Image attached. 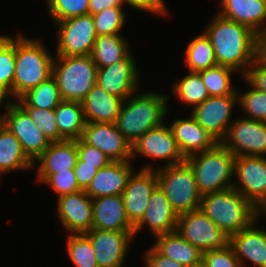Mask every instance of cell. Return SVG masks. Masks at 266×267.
Returning <instances> with one entry per match:
<instances>
[{
    "label": "cell",
    "mask_w": 266,
    "mask_h": 267,
    "mask_svg": "<svg viewBox=\"0 0 266 267\" xmlns=\"http://www.w3.org/2000/svg\"><path fill=\"white\" fill-rule=\"evenodd\" d=\"M56 27L55 56L91 55L97 38L91 14L54 22Z\"/></svg>",
    "instance_id": "obj_8"
},
{
    "label": "cell",
    "mask_w": 266,
    "mask_h": 267,
    "mask_svg": "<svg viewBox=\"0 0 266 267\" xmlns=\"http://www.w3.org/2000/svg\"><path fill=\"white\" fill-rule=\"evenodd\" d=\"M132 161H112L107 166L99 169L93 180L85 190L91 198H100L111 195H122L128 178L135 171Z\"/></svg>",
    "instance_id": "obj_24"
},
{
    "label": "cell",
    "mask_w": 266,
    "mask_h": 267,
    "mask_svg": "<svg viewBox=\"0 0 266 267\" xmlns=\"http://www.w3.org/2000/svg\"><path fill=\"white\" fill-rule=\"evenodd\" d=\"M256 208V221L259 222L263 217V214L266 216V196L259 202Z\"/></svg>",
    "instance_id": "obj_52"
},
{
    "label": "cell",
    "mask_w": 266,
    "mask_h": 267,
    "mask_svg": "<svg viewBox=\"0 0 266 267\" xmlns=\"http://www.w3.org/2000/svg\"><path fill=\"white\" fill-rule=\"evenodd\" d=\"M124 35L97 36L91 57L97 68H103L126 58L132 51Z\"/></svg>",
    "instance_id": "obj_31"
},
{
    "label": "cell",
    "mask_w": 266,
    "mask_h": 267,
    "mask_svg": "<svg viewBox=\"0 0 266 267\" xmlns=\"http://www.w3.org/2000/svg\"><path fill=\"white\" fill-rule=\"evenodd\" d=\"M217 13L231 21L248 26L258 36L266 29L265 0H219Z\"/></svg>",
    "instance_id": "obj_25"
},
{
    "label": "cell",
    "mask_w": 266,
    "mask_h": 267,
    "mask_svg": "<svg viewBox=\"0 0 266 267\" xmlns=\"http://www.w3.org/2000/svg\"><path fill=\"white\" fill-rule=\"evenodd\" d=\"M242 78L252 87L266 93V60L258 54Z\"/></svg>",
    "instance_id": "obj_45"
},
{
    "label": "cell",
    "mask_w": 266,
    "mask_h": 267,
    "mask_svg": "<svg viewBox=\"0 0 266 267\" xmlns=\"http://www.w3.org/2000/svg\"><path fill=\"white\" fill-rule=\"evenodd\" d=\"M97 71L90 55L55 56L52 76L62 100L81 102L96 84Z\"/></svg>",
    "instance_id": "obj_7"
},
{
    "label": "cell",
    "mask_w": 266,
    "mask_h": 267,
    "mask_svg": "<svg viewBox=\"0 0 266 267\" xmlns=\"http://www.w3.org/2000/svg\"><path fill=\"white\" fill-rule=\"evenodd\" d=\"M233 188L255 207L266 196V157L235 156Z\"/></svg>",
    "instance_id": "obj_14"
},
{
    "label": "cell",
    "mask_w": 266,
    "mask_h": 267,
    "mask_svg": "<svg viewBox=\"0 0 266 267\" xmlns=\"http://www.w3.org/2000/svg\"><path fill=\"white\" fill-rule=\"evenodd\" d=\"M125 7H110L92 15L97 36L121 35L126 23ZM121 32V33H120Z\"/></svg>",
    "instance_id": "obj_38"
},
{
    "label": "cell",
    "mask_w": 266,
    "mask_h": 267,
    "mask_svg": "<svg viewBox=\"0 0 266 267\" xmlns=\"http://www.w3.org/2000/svg\"><path fill=\"white\" fill-rule=\"evenodd\" d=\"M75 141L78 158L83 161L84 164L97 165V169L99 170L112 162L103 152L85 143L81 138Z\"/></svg>",
    "instance_id": "obj_44"
},
{
    "label": "cell",
    "mask_w": 266,
    "mask_h": 267,
    "mask_svg": "<svg viewBox=\"0 0 266 267\" xmlns=\"http://www.w3.org/2000/svg\"><path fill=\"white\" fill-rule=\"evenodd\" d=\"M77 159L75 140L50 143L49 147L34 162V168L38 166L36 182L43 183L51 174L74 169Z\"/></svg>",
    "instance_id": "obj_23"
},
{
    "label": "cell",
    "mask_w": 266,
    "mask_h": 267,
    "mask_svg": "<svg viewBox=\"0 0 266 267\" xmlns=\"http://www.w3.org/2000/svg\"><path fill=\"white\" fill-rule=\"evenodd\" d=\"M31 168L34 162L26 155L20 141L0 122V176Z\"/></svg>",
    "instance_id": "obj_29"
},
{
    "label": "cell",
    "mask_w": 266,
    "mask_h": 267,
    "mask_svg": "<svg viewBox=\"0 0 266 267\" xmlns=\"http://www.w3.org/2000/svg\"><path fill=\"white\" fill-rule=\"evenodd\" d=\"M258 225L255 220L247 228L230 236L229 245L242 267H266V230Z\"/></svg>",
    "instance_id": "obj_21"
},
{
    "label": "cell",
    "mask_w": 266,
    "mask_h": 267,
    "mask_svg": "<svg viewBox=\"0 0 266 267\" xmlns=\"http://www.w3.org/2000/svg\"><path fill=\"white\" fill-rule=\"evenodd\" d=\"M153 247L164 257L190 267L203 259V253L183 239L177 231L155 237Z\"/></svg>",
    "instance_id": "obj_28"
},
{
    "label": "cell",
    "mask_w": 266,
    "mask_h": 267,
    "mask_svg": "<svg viewBox=\"0 0 266 267\" xmlns=\"http://www.w3.org/2000/svg\"><path fill=\"white\" fill-rule=\"evenodd\" d=\"M16 102L21 107L55 109L62 102V98L56 80L51 76L37 87L25 92Z\"/></svg>",
    "instance_id": "obj_33"
},
{
    "label": "cell",
    "mask_w": 266,
    "mask_h": 267,
    "mask_svg": "<svg viewBox=\"0 0 266 267\" xmlns=\"http://www.w3.org/2000/svg\"><path fill=\"white\" fill-rule=\"evenodd\" d=\"M54 112L59 134L65 140L81 138L86 125L81 102L62 100Z\"/></svg>",
    "instance_id": "obj_30"
},
{
    "label": "cell",
    "mask_w": 266,
    "mask_h": 267,
    "mask_svg": "<svg viewBox=\"0 0 266 267\" xmlns=\"http://www.w3.org/2000/svg\"><path fill=\"white\" fill-rule=\"evenodd\" d=\"M15 75V36L0 35V86L7 88L13 98Z\"/></svg>",
    "instance_id": "obj_39"
},
{
    "label": "cell",
    "mask_w": 266,
    "mask_h": 267,
    "mask_svg": "<svg viewBox=\"0 0 266 267\" xmlns=\"http://www.w3.org/2000/svg\"><path fill=\"white\" fill-rule=\"evenodd\" d=\"M40 40L42 39L28 38L19 33L15 36V100L52 76L54 55Z\"/></svg>",
    "instance_id": "obj_3"
},
{
    "label": "cell",
    "mask_w": 266,
    "mask_h": 267,
    "mask_svg": "<svg viewBox=\"0 0 266 267\" xmlns=\"http://www.w3.org/2000/svg\"><path fill=\"white\" fill-rule=\"evenodd\" d=\"M203 261L208 267H242L230 245L203 253Z\"/></svg>",
    "instance_id": "obj_43"
},
{
    "label": "cell",
    "mask_w": 266,
    "mask_h": 267,
    "mask_svg": "<svg viewBox=\"0 0 266 267\" xmlns=\"http://www.w3.org/2000/svg\"><path fill=\"white\" fill-rule=\"evenodd\" d=\"M128 178L122 193L125 212L130 223L135 226L144 216L149 207L152 192L158 186L155 169H139Z\"/></svg>",
    "instance_id": "obj_18"
},
{
    "label": "cell",
    "mask_w": 266,
    "mask_h": 267,
    "mask_svg": "<svg viewBox=\"0 0 266 267\" xmlns=\"http://www.w3.org/2000/svg\"><path fill=\"white\" fill-rule=\"evenodd\" d=\"M57 217L69 234H85L93 229L92 199L84 190L57 198Z\"/></svg>",
    "instance_id": "obj_19"
},
{
    "label": "cell",
    "mask_w": 266,
    "mask_h": 267,
    "mask_svg": "<svg viewBox=\"0 0 266 267\" xmlns=\"http://www.w3.org/2000/svg\"><path fill=\"white\" fill-rule=\"evenodd\" d=\"M238 105L237 91L225 96H210L191 109V116L220 143L234 121L232 112ZM232 118V119H231Z\"/></svg>",
    "instance_id": "obj_12"
},
{
    "label": "cell",
    "mask_w": 266,
    "mask_h": 267,
    "mask_svg": "<svg viewBox=\"0 0 266 267\" xmlns=\"http://www.w3.org/2000/svg\"><path fill=\"white\" fill-rule=\"evenodd\" d=\"M184 54L188 72H200L217 65L213 46L204 32L188 43Z\"/></svg>",
    "instance_id": "obj_32"
},
{
    "label": "cell",
    "mask_w": 266,
    "mask_h": 267,
    "mask_svg": "<svg viewBox=\"0 0 266 267\" xmlns=\"http://www.w3.org/2000/svg\"><path fill=\"white\" fill-rule=\"evenodd\" d=\"M0 122L20 141L24 152L33 162L50 145L43 132L36 127L29 114L17 102L0 115Z\"/></svg>",
    "instance_id": "obj_13"
},
{
    "label": "cell",
    "mask_w": 266,
    "mask_h": 267,
    "mask_svg": "<svg viewBox=\"0 0 266 267\" xmlns=\"http://www.w3.org/2000/svg\"><path fill=\"white\" fill-rule=\"evenodd\" d=\"M149 207L145 210L142 219L134 226V236L138 235L142 228L148 227L154 238L176 231L179 215L173 209L165 193L157 186L152 192Z\"/></svg>",
    "instance_id": "obj_20"
},
{
    "label": "cell",
    "mask_w": 266,
    "mask_h": 267,
    "mask_svg": "<svg viewBox=\"0 0 266 267\" xmlns=\"http://www.w3.org/2000/svg\"><path fill=\"white\" fill-rule=\"evenodd\" d=\"M43 184L48 185L57 197L80 191L74 169L51 174Z\"/></svg>",
    "instance_id": "obj_42"
},
{
    "label": "cell",
    "mask_w": 266,
    "mask_h": 267,
    "mask_svg": "<svg viewBox=\"0 0 266 267\" xmlns=\"http://www.w3.org/2000/svg\"><path fill=\"white\" fill-rule=\"evenodd\" d=\"M31 117L36 127L43 132L50 143L61 142L65 139L59 134L55 120L54 109H42L36 107H22Z\"/></svg>",
    "instance_id": "obj_41"
},
{
    "label": "cell",
    "mask_w": 266,
    "mask_h": 267,
    "mask_svg": "<svg viewBox=\"0 0 266 267\" xmlns=\"http://www.w3.org/2000/svg\"><path fill=\"white\" fill-rule=\"evenodd\" d=\"M81 139L103 152L111 161H131L132 144L115 123H86Z\"/></svg>",
    "instance_id": "obj_17"
},
{
    "label": "cell",
    "mask_w": 266,
    "mask_h": 267,
    "mask_svg": "<svg viewBox=\"0 0 266 267\" xmlns=\"http://www.w3.org/2000/svg\"><path fill=\"white\" fill-rule=\"evenodd\" d=\"M84 235L91 241L98 267H124L134 232L92 229Z\"/></svg>",
    "instance_id": "obj_15"
},
{
    "label": "cell",
    "mask_w": 266,
    "mask_h": 267,
    "mask_svg": "<svg viewBox=\"0 0 266 267\" xmlns=\"http://www.w3.org/2000/svg\"><path fill=\"white\" fill-rule=\"evenodd\" d=\"M170 97L158 91L135 92L123 101L116 127L133 144L147 131L166 122Z\"/></svg>",
    "instance_id": "obj_2"
},
{
    "label": "cell",
    "mask_w": 266,
    "mask_h": 267,
    "mask_svg": "<svg viewBox=\"0 0 266 267\" xmlns=\"http://www.w3.org/2000/svg\"><path fill=\"white\" fill-rule=\"evenodd\" d=\"M185 162L191 167L202 195L233 187L235 155L221 143L186 158Z\"/></svg>",
    "instance_id": "obj_5"
},
{
    "label": "cell",
    "mask_w": 266,
    "mask_h": 267,
    "mask_svg": "<svg viewBox=\"0 0 266 267\" xmlns=\"http://www.w3.org/2000/svg\"><path fill=\"white\" fill-rule=\"evenodd\" d=\"M250 89L241 93L237 89L238 105L243 111V116L248 119L266 122V93L252 87L245 79Z\"/></svg>",
    "instance_id": "obj_37"
},
{
    "label": "cell",
    "mask_w": 266,
    "mask_h": 267,
    "mask_svg": "<svg viewBox=\"0 0 266 267\" xmlns=\"http://www.w3.org/2000/svg\"><path fill=\"white\" fill-rule=\"evenodd\" d=\"M179 150L186 159L194 154L214 148L219 142L192 116L177 118L170 124Z\"/></svg>",
    "instance_id": "obj_22"
},
{
    "label": "cell",
    "mask_w": 266,
    "mask_h": 267,
    "mask_svg": "<svg viewBox=\"0 0 266 267\" xmlns=\"http://www.w3.org/2000/svg\"><path fill=\"white\" fill-rule=\"evenodd\" d=\"M142 254L146 267H185L170 258L164 257L153 246Z\"/></svg>",
    "instance_id": "obj_48"
},
{
    "label": "cell",
    "mask_w": 266,
    "mask_h": 267,
    "mask_svg": "<svg viewBox=\"0 0 266 267\" xmlns=\"http://www.w3.org/2000/svg\"><path fill=\"white\" fill-rule=\"evenodd\" d=\"M126 6L132 7L152 14H159L165 16L169 13L167 5L164 0H124Z\"/></svg>",
    "instance_id": "obj_46"
},
{
    "label": "cell",
    "mask_w": 266,
    "mask_h": 267,
    "mask_svg": "<svg viewBox=\"0 0 266 267\" xmlns=\"http://www.w3.org/2000/svg\"><path fill=\"white\" fill-rule=\"evenodd\" d=\"M10 99H12L11 92L7 88L0 86V108L1 106L5 107V112L16 102V100Z\"/></svg>",
    "instance_id": "obj_50"
},
{
    "label": "cell",
    "mask_w": 266,
    "mask_h": 267,
    "mask_svg": "<svg viewBox=\"0 0 266 267\" xmlns=\"http://www.w3.org/2000/svg\"><path fill=\"white\" fill-rule=\"evenodd\" d=\"M153 165L148 163L141 169H155L158 186L178 215L200 209L202 194L198 190L194 173L186 162L156 168Z\"/></svg>",
    "instance_id": "obj_6"
},
{
    "label": "cell",
    "mask_w": 266,
    "mask_h": 267,
    "mask_svg": "<svg viewBox=\"0 0 266 267\" xmlns=\"http://www.w3.org/2000/svg\"><path fill=\"white\" fill-rule=\"evenodd\" d=\"M200 210L229 237L256 220L255 206L233 187L202 195Z\"/></svg>",
    "instance_id": "obj_4"
},
{
    "label": "cell",
    "mask_w": 266,
    "mask_h": 267,
    "mask_svg": "<svg viewBox=\"0 0 266 267\" xmlns=\"http://www.w3.org/2000/svg\"><path fill=\"white\" fill-rule=\"evenodd\" d=\"M171 88L173 90L171 94L176 96L175 99L192 106V109L210 97L198 72H188L180 80L174 81Z\"/></svg>",
    "instance_id": "obj_34"
},
{
    "label": "cell",
    "mask_w": 266,
    "mask_h": 267,
    "mask_svg": "<svg viewBox=\"0 0 266 267\" xmlns=\"http://www.w3.org/2000/svg\"><path fill=\"white\" fill-rule=\"evenodd\" d=\"M163 160L162 166L177 165L185 162L173 132L168 124L163 122L158 127L152 128L132 144V160L138 156Z\"/></svg>",
    "instance_id": "obj_11"
},
{
    "label": "cell",
    "mask_w": 266,
    "mask_h": 267,
    "mask_svg": "<svg viewBox=\"0 0 266 267\" xmlns=\"http://www.w3.org/2000/svg\"><path fill=\"white\" fill-rule=\"evenodd\" d=\"M212 18L204 33L211 41L217 65L230 67L243 76L258 55L259 36L248 26L218 13Z\"/></svg>",
    "instance_id": "obj_1"
},
{
    "label": "cell",
    "mask_w": 266,
    "mask_h": 267,
    "mask_svg": "<svg viewBox=\"0 0 266 267\" xmlns=\"http://www.w3.org/2000/svg\"><path fill=\"white\" fill-rule=\"evenodd\" d=\"M66 251L75 267H98L91 241L84 234L67 235Z\"/></svg>",
    "instance_id": "obj_36"
},
{
    "label": "cell",
    "mask_w": 266,
    "mask_h": 267,
    "mask_svg": "<svg viewBox=\"0 0 266 267\" xmlns=\"http://www.w3.org/2000/svg\"><path fill=\"white\" fill-rule=\"evenodd\" d=\"M74 171L79 188L85 191L97 174L98 169L97 165L84 164V162L78 158Z\"/></svg>",
    "instance_id": "obj_47"
},
{
    "label": "cell",
    "mask_w": 266,
    "mask_h": 267,
    "mask_svg": "<svg viewBox=\"0 0 266 267\" xmlns=\"http://www.w3.org/2000/svg\"><path fill=\"white\" fill-rule=\"evenodd\" d=\"M190 267H208V266L206 265V263L202 259L200 262L193 264Z\"/></svg>",
    "instance_id": "obj_53"
},
{
    "label": "cell",
    "mask_w": 266,
    "mask_h": 267,
    "mask_svg": "<svg viewBox=\"0 0 266 267\" xmlns=\"http://www.w3.org/2000/svg\"><path fill=\"white\" fill-rule=\"evenodd\" d=\"M124 0H90L89 14L95 15L106 8L110 7H124Z\"/></svg>",
    "instance_id": "obj_49"
},
{
    "label": "cell",
    "mask_w": 266,
    "mask_h": 267,
    "mask_svg": "<svg viewBox=\"0 0 266 267\" xmlns=\"http://www.w3.org/2000/svg\"><path fill=\"white\" fill-rule=\"evenodd\" d=\"M93 229L134 232L127 218L122 195H111L92 199Z\"/></svg>",
    "instance_id": "obj_26"
},
{
    "label": "cell",
    "mask_w": 266,
    "mask_h": 267,
    "mask_svg": "<svg viewBox=\"0 0 266 267\" xmlns=\"http://www.w3.org/2000/svg\"><path fill=\"white\" fill-rule=\"evenodd\" d=\"M90 0H47V11L52 22L89 14Z\"/></svg>",
    "instance_id": "obj_40"
},
{
    "label": "cell",
    "mask_w": 266,
    "mask_h": 267,
    "mask_svg": "<svg viewBox=\"0 0 266 267\" xmlns=\"http://www.w3.org/2000/svg\"><path fill=\"white\" fill-rule=\"evenodd\" d=\"M132 52L123 60L98 68L96 84L122 100L140 89L139 68Z\"/></svg>",
    "instance_id": "obj_16"
},
{
    "label": "cell",
    "mask_w": 266,
    "mask_h": 267,
    "mask_svg": "<svg viewBox=\"0 0 266 267\" xmlns=\"http://www.w3.org/2000/svg\"><path fill=\"white\" fill-rule=\"evenodd\" d=\"M236 72L230 67L216 65L198 73L210 96H225L237 91V87L232 86V74Z\"/></svg>",
    "instance_id": "obj_35"
},
{
    "label": "cell",
    "mask_w": 266,
    "mask_h": 267,
    "mask_svg": "<svg viewBox=\"0 0 266 267\" xmlns=\"http://www.w3.org/2000/svg\"><path fill=\"white\" fill-rule=\"evenodd\" d=\"M176 231L202 253L224 249L230 242V237L200 209L180 214Z\"/></svg>",
    "instance_id": "obj_9"
},
{
    "label": "cell",
    "mask_w": 266,
    "mask_h": 267,
    "mask_svg": "<svg viewBox=\"0 0 266 267\" xmlns=\"http://www.w3.org/2000/svg\"><path fill=\"white\" fill-rule=\"evenodd\" d=\"M123 101L95 84L81 101L86 123H115Z\"/></svg>",
    "instance_id": "obj_27"
},
{
    "label": "cell",
    "mask_w": 266,
    "mask_h": 267,
    "mask_svg": "<svg viewBox=\"0 0 266 267\" xmlns=\"http://www.w3.org/2000/svg\"><path fill=\"white\" fill-rule=\"evenodd\" d=\"M258 54L266 60V29L259 35Z\"/></svg>",
    "instance_id": "obj_51"
},
{
    "label": "cell",
    "mask_w": 266,
    "mask_h": 267,
    "mask_svg": "<svg viewBox=\"0 0 266 267\" xmlns=\"http://www.w3.org/2000/svg\"><path fill=\"white\" fill-rule=\"evenodd\" d=\"M220 143L235 156L266 157V122L241 115L234 119Z\"/></svg>",
    "instance_id": "obj_10"
}]
</instances>
